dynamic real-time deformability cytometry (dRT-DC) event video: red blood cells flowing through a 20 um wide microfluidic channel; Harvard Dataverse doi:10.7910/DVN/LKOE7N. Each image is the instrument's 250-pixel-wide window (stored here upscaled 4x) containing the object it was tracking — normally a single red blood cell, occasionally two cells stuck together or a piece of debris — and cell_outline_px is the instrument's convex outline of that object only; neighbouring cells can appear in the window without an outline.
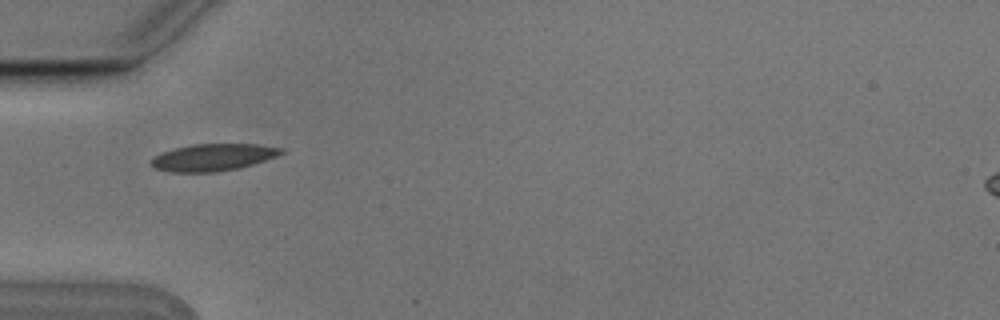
{"species": "Egyptian fruit bat (a non-hibernating species)", "species_latin": "Rousettus aegyptiacus", "temperature_condition": "cold", "stored_images_in_passage": 5, "camera_frame_rate_fps": 3000, "um_per_image_px": 0.085, "animal": {"sex": "male"}, "frame": {"image": 1, "passage_image": 3, "time_ms": 0.667, "image_size_px": [1000, 320], "cell_outline_px": [[284, 152], [276, 156], [252, 164], [236, 168], [216, 172], [172, 172], [156, 168], [152, 164], [152, 156], [160, 152], [192, 144], [256, 144], [284, 148]], "centroid_in_image_um": [18.09, 13.36], "position_along_channel_um": 66.9, "area_um2": 20.29}}
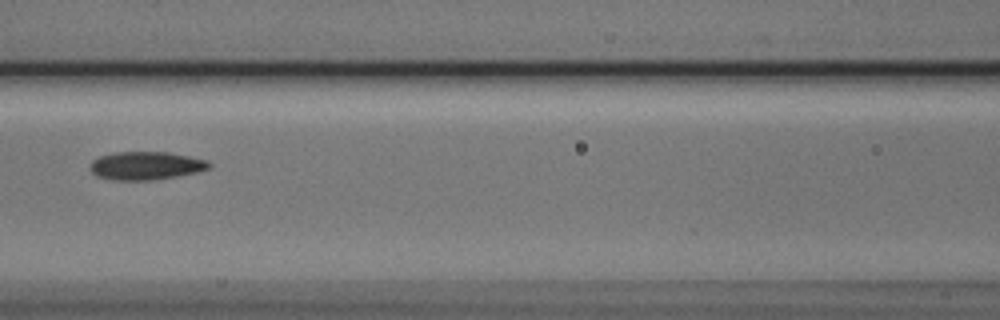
{"frame": {"image": 2, "passage_image": 5, "time_ms": 1.333, "image_size_px": [1000, 320], "cell_outline_px": [[212, 164], [208, 168], [196, 172], [148, 180], [112, 180], [96, 176], [88, 168], [92, 160], [100, 156], [116, 152], [168, 152], [208, 160]], "centroid_in_image_um": [12.35, 14.07], "position_along_channel_um": 154.3, "area_um2": 19.36}}